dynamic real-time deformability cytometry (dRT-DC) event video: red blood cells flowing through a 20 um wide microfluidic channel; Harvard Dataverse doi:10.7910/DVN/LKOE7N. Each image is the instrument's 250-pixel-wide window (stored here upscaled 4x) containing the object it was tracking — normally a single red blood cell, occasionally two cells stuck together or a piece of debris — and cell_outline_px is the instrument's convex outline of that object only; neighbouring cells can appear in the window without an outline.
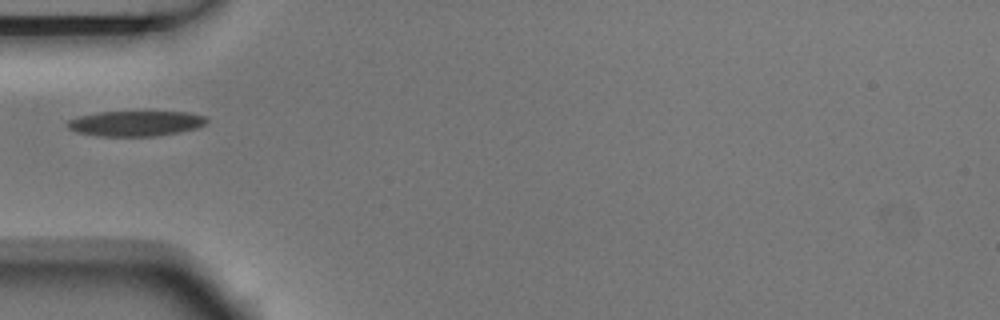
{"species": "Egyptian fruit bat (a non-hibernating species)", "species_latin": "Rousettus aegyptiacus", "temperature_condition": "room temperature", "stored_images_in_passage": 5, "segment_of_instrument_passage": [2, 2], "camera_frame_rate_fps": 3000, "um_per_image_px": 0.085, "animal": {"sex": "male"}, "frame": {"image": 1, "passage_image": 5, "time_ms": 1.333, "image_size_px": [1000, 320], "cell_outline_px": [[208, 120], [204, 124], [196, 128], [180, 132], [156, 136], [100, 136], [76, 132], [68, 128], [68, 120], [80, 116], [100, 112], [188, 112], [204, 116]], "centroid_in_image_um": [11.54, 10.49], "position_along_channel_um": 73.5, "area_um2": 20.35}}